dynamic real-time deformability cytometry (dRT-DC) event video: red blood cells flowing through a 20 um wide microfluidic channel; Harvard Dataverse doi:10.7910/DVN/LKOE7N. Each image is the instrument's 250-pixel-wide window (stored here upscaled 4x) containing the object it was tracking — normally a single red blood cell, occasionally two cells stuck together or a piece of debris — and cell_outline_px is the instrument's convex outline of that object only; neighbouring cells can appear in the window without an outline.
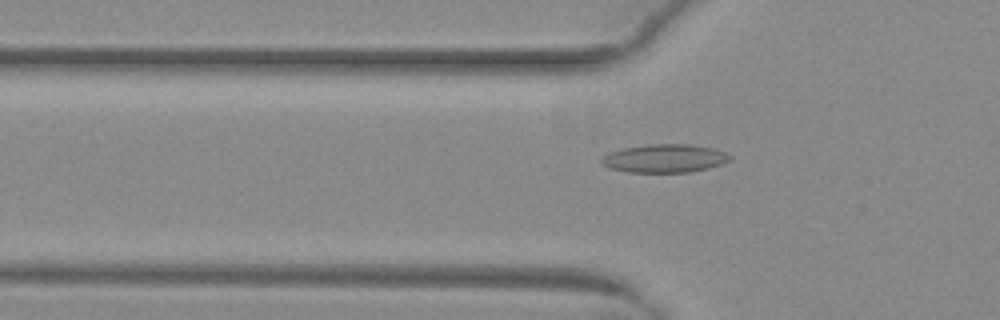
{"species": "common noctule bat (a hibernating species)", "species_latin": "Nyctalus noctula", "temperature_condition": "warm", "stored_images_in_passage": 39, "camera_frame_rate_fps": 3000, "um_per_image_px": 0.085, "animal": {"sex": "female", "body_mass_g": 29.2, "forearm_length_mm": 56.3}, "frame": {"image": 1, "passage_image": 5, "time_ms": 1.333, "image_size_px": [1000, 320], "cell_outline_px": [[732, 160], [708, 168], [688, 172], [628, 172], [608, 168], [600, 164], [600, 156], [608, 152], [624, 148], [648, 144], [688, 144], [712, 148], [724, 152], [732, 156]], "centroid_in_image_um": [56.43, 13.46], "position_along_channel_um": 69.4, "area_um2": 21.33}}
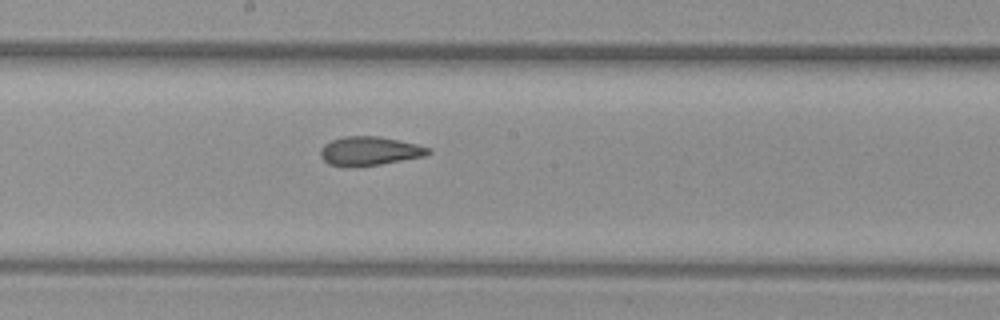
{"frame": {"image": 2, "passage_image": 16, "time_ms": 5.0, "image_size_px": [1000, 320], "cell_outline_px": [[432, 152], [424, 156], [380, 164], [348, 168], [328, 164], [320, 156], [320, 148], [324, 144], [332, 140], [344, 136], [380, 136], [416, 144], [432, 148]], "centroid_in_image_um": [31.38, 12.84], "position_along_channel_um": 216.8, "area_um2": 18.32}}
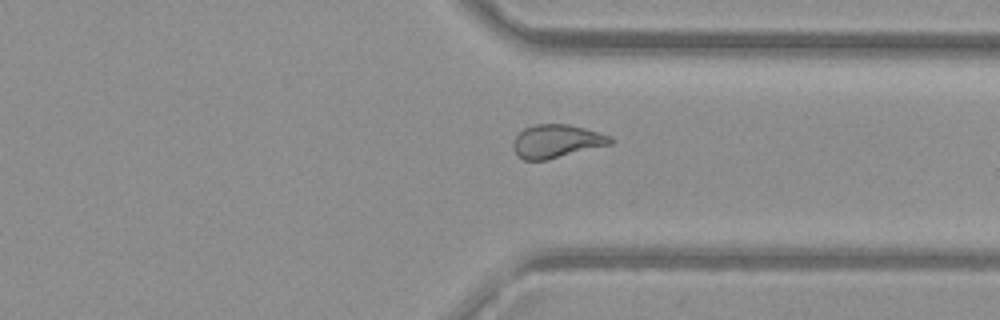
{"frame": {"image": 3, "passage_image": 27, "time_ms": 8.667, "image_size_px": [1000, 320], "cell_outline_px": [[616, 140], [612, 144], [548, 160], [524, 160], [512, 148], [512, 144], [516, 136], [524, 128], [532, 124], [568, 124], [584, 128], [612, 136]], "centroid_in_image_um": [47.34, 12.0], "position_along_channel_um": 364.1, "area_um2": 19.02}, "authors_computed_cell_mechanics": {"area_um2": 18.9006, "velocity_mm_per_s": 4.0236, "shape_relaxation_time_tau1_ms": null, "shape_relaxation_time_tau2_ms": 2.1113, "deformation_change_tau1": null, "deformation_change_tau2": 0.0987}}